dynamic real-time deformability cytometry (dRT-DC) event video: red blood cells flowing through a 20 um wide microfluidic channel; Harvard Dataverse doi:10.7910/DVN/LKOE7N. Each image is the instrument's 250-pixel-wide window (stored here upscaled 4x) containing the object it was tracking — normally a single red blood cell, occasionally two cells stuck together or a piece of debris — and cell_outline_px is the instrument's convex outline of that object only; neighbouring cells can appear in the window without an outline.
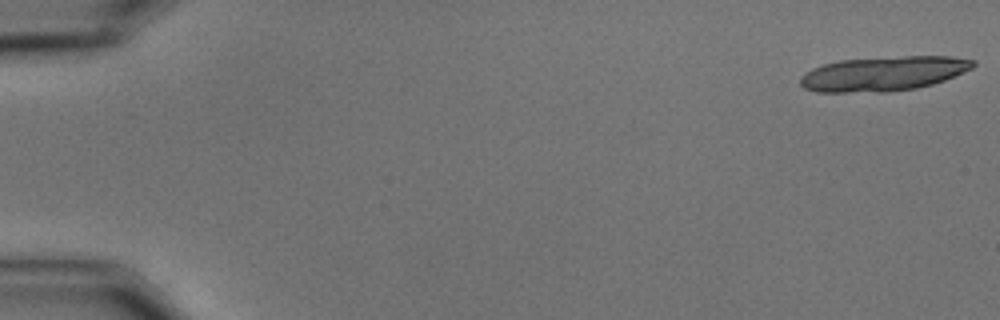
{"species": "common noctule bat (a hibernating species)", "species_latin": "Nyctalus noctula", "temperature_condition": "cold", "stored_images_in_passage": 21, "camera_frame_rate_fps": 3000, "um_per_image_px": 0.085, "animal": {"sex": "male", "body_mass_g": 15.6}, "frame": {"image": 1, "passage_image": 1, "time_ms": 0.0, "image_size_px": [1000, 320], "cell_outline_px": [[976, 64], [972, 68], [944, 80], [932, 84], [916, 88], [888, 92], [816, 92], [804, 88], [800, 84], [800, 76], [804, 72], [812, 68], [824, 64], [840, 60], [904, 56], [952, 56], [976, 60]], "centroid_in_image_um": [75.08, 6.26], "position_along_channel_um": 9.9, "area_um2": 34.91}}